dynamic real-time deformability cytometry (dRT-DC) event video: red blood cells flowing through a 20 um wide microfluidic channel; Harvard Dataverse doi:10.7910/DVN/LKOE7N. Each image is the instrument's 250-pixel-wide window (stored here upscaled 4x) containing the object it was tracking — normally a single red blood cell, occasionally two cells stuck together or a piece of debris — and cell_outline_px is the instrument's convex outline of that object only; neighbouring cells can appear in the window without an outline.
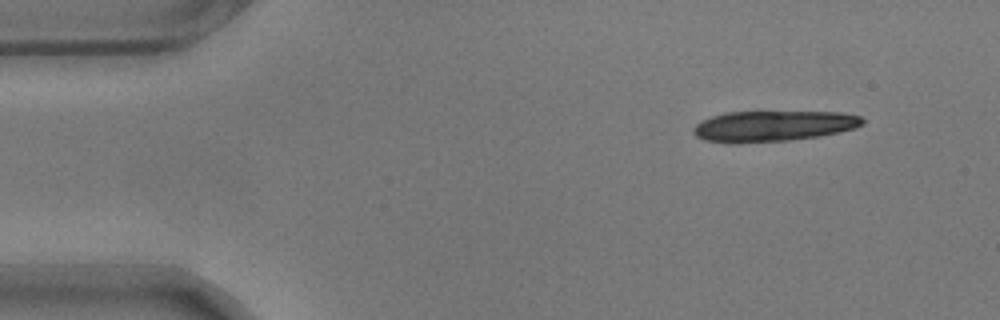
{"species": "common noctule bat (a hibernating species)", "species_latin": "Nyctalus noctula", "temperature_condition": "warm", "stored_images_in_passage": 13, "camera_frame_rate_fps": 3000, "um_per_image_px": 0.085, "animal": {"sex": "male", "body_mass_g": 17.9}, "frame": {"image": 1, "passage_image": 1, "time_ms": 0.0, "image_size_px": [1000, 320], "cell_outline_px": [[864, 124], [856, 128], [816, 136], [788, 140], [736, 144], [732, 144], [704, 140], [696, 136], [692, 132], [692, 128], [700, 120], [724, 112], [840, 112], [860, 116], [864, 120]], "centroid_in_image_um": [65.65, 10.72], "position_along_channel_um": 19.4, "area_um2": 30.4}}